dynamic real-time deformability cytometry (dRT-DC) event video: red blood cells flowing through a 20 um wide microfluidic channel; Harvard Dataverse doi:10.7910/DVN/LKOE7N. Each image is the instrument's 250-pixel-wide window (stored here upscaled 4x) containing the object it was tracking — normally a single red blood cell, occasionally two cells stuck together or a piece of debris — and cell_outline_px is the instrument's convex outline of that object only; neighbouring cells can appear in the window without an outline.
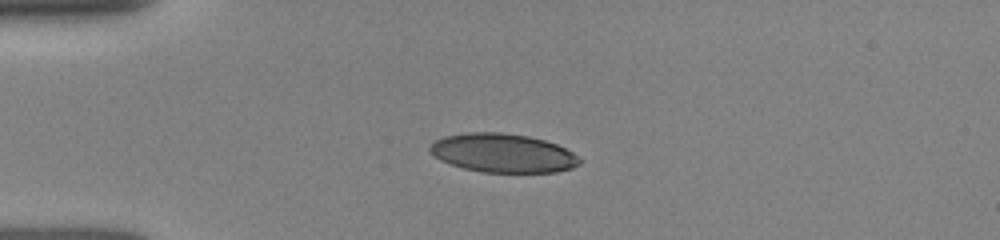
{"species": "human", "species_latin": "Homo sapiens", "temperature_condition": "room temperature", "stored_images_in_passage": 8, "camera_frame_rate_fps": 3000, "um_per_image_px": 0.085, "donor": {"sex": "female"}, "frame": {"image": 1, "passage_image": 1, "time_ms": 0.0, "image_size_px": [1000, 240], "cell_outline_px": [[584, 160], [580, 164], [572, 168], [556, 172], [484, 172], [464, 168], [440, 160], [428, 148], [436, 140], [444, 136], [468, 132], [500, 132], [528, 136], [544, 140], [556, 144], [572, 152]], "centroid_in_image_um": [42.78, 13.01], "position_along_channel_um": 42.2, "area_um2": 33.7}}
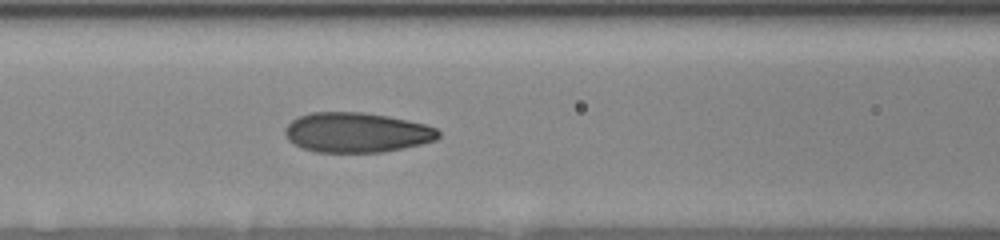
{"frame": {"image": 2, "passage_image": 6, "time_ms": 3.0, "image_size_px": [1000, 240], "cell_outline_px": [[440, 136], [436, 140], [404, 148], [380, 152], [316, 152], [304, 148], [288, 140], [284, 136], [284, 128], [296, 116], [312, 112], [360, 112], [388, 116], [408, 120], [424, 124], [436, 128], [440, 132]], "centroid_in_image_um": [30.3, 11.25], "position_along_channel_um": 136.3, "area_um2": 35.72}}
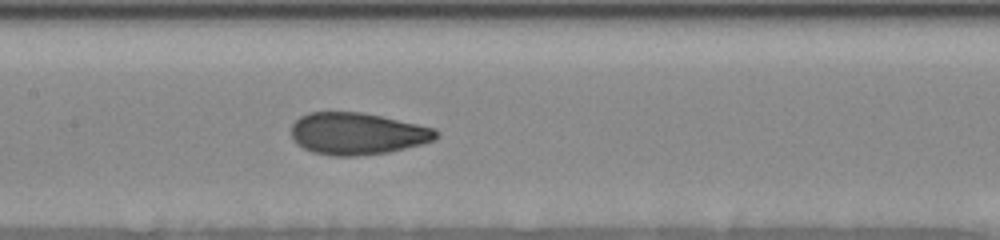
{"frame": {"image": 3, "passage_image": 8, "time_ms": 4.0, "image_size_px": [1000, 240], "cell_outline_px": [[440, 136], [436, 140], [388, 152], [356, 156], [332, 156], [312, 152], [296, 144], [292, 140], [292, 124], [300, 116], [308, 112], [364, 112], [436, 128], [440, 132]], "centroid_in_image_um": [30.38, 11.35], "position_along_channel_um": 177.0, "area_um2": 35.72}}